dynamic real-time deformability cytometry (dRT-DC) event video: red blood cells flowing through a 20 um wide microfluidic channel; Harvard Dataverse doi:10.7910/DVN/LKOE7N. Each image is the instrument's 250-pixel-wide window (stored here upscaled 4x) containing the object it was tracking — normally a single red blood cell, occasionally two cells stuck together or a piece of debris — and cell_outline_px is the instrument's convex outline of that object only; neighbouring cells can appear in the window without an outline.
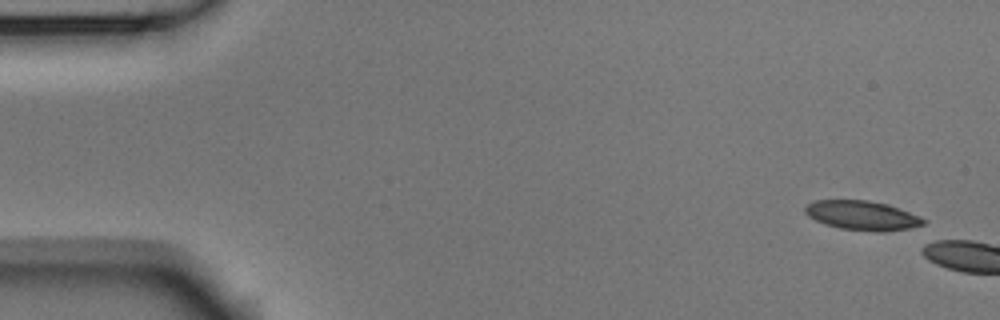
{"species": "Egyptian fruit bat (a non-hibernating species)", "species_latin": "Rousettus aegyptiacus", "temperature_condition": "room temperature", "stored_images_in_passage": 6, "segment_of_instrument_passage": [2, 2], "camera_frame_rate_fps": 3000, "um_per_image_px": 0.085, "animal": {"sex": "male"}, "frame": {"image": 1, "passage_image": 6, "time_ms": 1.667, "image_size_px": [1000, 320], "cell_outline_px": [[928, 220], [924, 224], [908, 228], [884, 232], [872, 232], [840, 228], [824, 224], [808, 216], [804, 212], [804, 208], [808, 204], [816, 200], [868, 200], [884, 204], [908, 212]], "centroid_in_image_um": [73.25, 18.32], "position_along_channel_um": 11.7, "area_um2": 20.06}}